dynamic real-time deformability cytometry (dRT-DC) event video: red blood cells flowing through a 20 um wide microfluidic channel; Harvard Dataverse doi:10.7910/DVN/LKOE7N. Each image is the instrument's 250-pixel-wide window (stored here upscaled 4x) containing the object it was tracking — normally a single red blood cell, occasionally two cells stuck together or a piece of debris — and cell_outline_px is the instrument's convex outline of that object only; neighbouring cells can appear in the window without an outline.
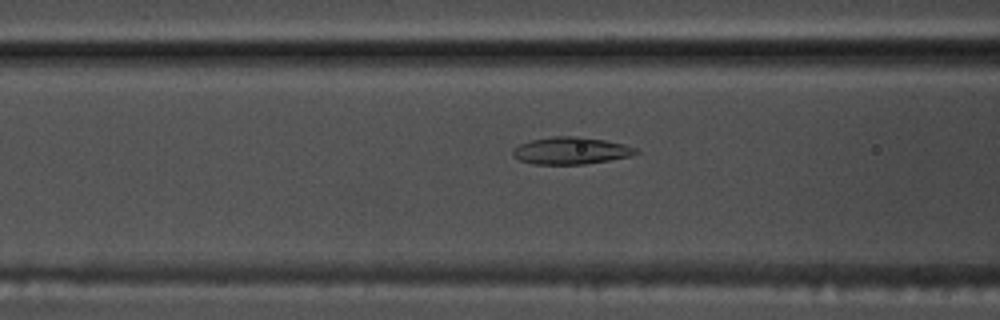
{"species": "common noctule bat (a hibernating species)", "species_latin": "Nyctalus noctula", "temperature_condition": "warm", "stored_images_in_passage": 55, "camera_frame_rate_fps": 3000, "um_per_image_px": 0.085, "animal": {"sex": "male", "body_mass_g": 17.5, "forearm_length_mm": 52.3}, "frame": {"image": 1, "passage_image": 22, "time_ms": 7.0, "image_size_px": [1000, 320], "cell_outline_px": [[640, 152], [632, 156], [584, 164], [532, 164], [520, 160], [512, 156], [512, 148], [520, 144], [532, 140], [552, 136], [580, 136], [604, 140], [624, 144], [636, 148]], "centroid_in_image_um": [48.52, 12.8], "position_along_channel_um": 118.1, "area_um2": 19.54}}
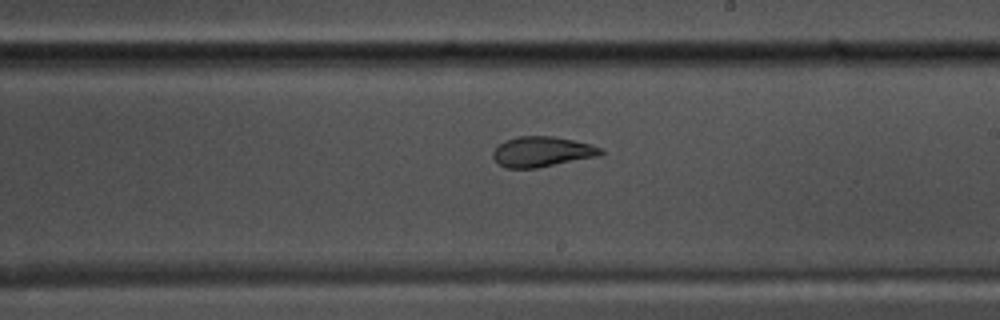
{"frame": {"image": 2, "passage_image": 32, "time_ms": 10.333, "image_size_px": [1000, 320], "cell_outline_px": [[604, 152], [596, 156], [536, 168], [508, 168], [500, 164], [492, 156], [492, 152], [504, 140], [516, 136], [552, 136], [592, 144], [604, 148]], "centroid_in_image_um": [46.07, 12.88], "position_along_channel_um": 242.9, "area_um2": 18.84}}
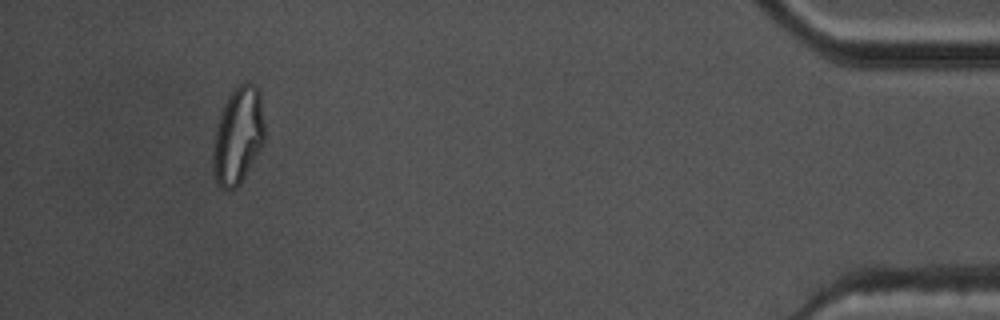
{"frame": {"image": 3, "passage_image": 51, "time_ms": 16.667, "image_size_px": [1000, 320], "cell_outline_px": [[264, 140], [260, 148], [240, 184], [236, 188], [228, 192], [220, 188], [216, 180], [212, 168], [212, 156], [216, 128], [220, 112], [228, 96], [244, 80], [248, 80], [256, 84], [260, 92], [264, 120]], "centroid_in_image_um": [20.23, 11.52], "position_along_channel_um": 415.0, "area_um2": 29.42}, "authors_computed_cell_mechanics": {"area_um2": 20.3456, "velocity_mm_per_s": 3.7614, "shape_relaxation_time_tau1_ms": 10.154, "shape_relaxation_time_tau2_ms": 1.7929, "deformation_change_tau1": 0.2733, "deformation_change_tau2": 0.0803}}